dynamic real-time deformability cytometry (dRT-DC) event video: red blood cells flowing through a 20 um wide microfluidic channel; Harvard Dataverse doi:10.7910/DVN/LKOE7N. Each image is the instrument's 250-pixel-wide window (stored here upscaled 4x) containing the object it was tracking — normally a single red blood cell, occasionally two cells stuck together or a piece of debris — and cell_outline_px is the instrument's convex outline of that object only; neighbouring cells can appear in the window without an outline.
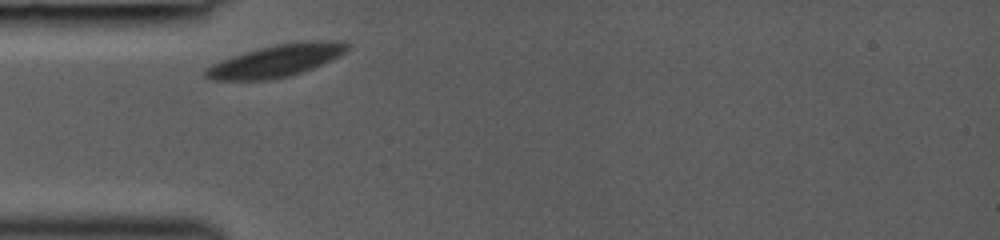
{"species": "common noctule bat (a hibernating species)", "species_latin": "Nyctalus noctula", "temperature_condition": "room temperature", "stored_images_in_passage": 2, "camera_frame_rate_fps": 3000, "um_per_image_px": 0.085, "animal": {"sex": "female", "body_mass_g": 19.0, "forearm_length_mm": 53.3}, "frame": {"image": 1, "passage_image": 1, "time_ms": 0.0, "image_size_px": [1000, 240], "cell_outline_px": [[348, 48], [344, 52], [312, 68], [288, 76], [272, 80], [212, 80], [204, 76], [204, 68], [220, 60], [232, 56], [260, 48], [276, 44], [312, 40], [344, 40], [348, 44]], "centroid_in_image_um": [23.42, 5.16], "position_along_channel_um": 61.6, "area_um2": 26.36}}
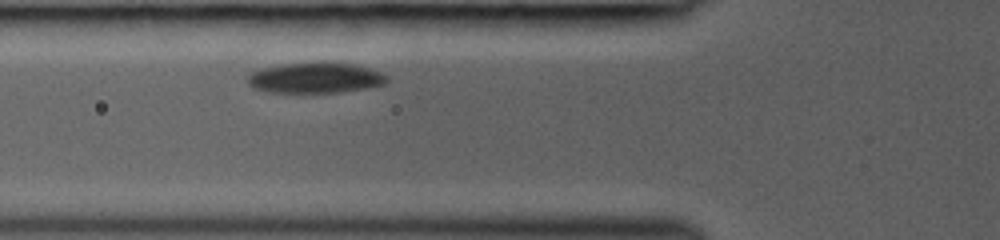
{"frame": {"image": 2, "passage_image": 2, "time_ms": 1.0, "image_size_px": [1000, 240], "cell_outline_px": [[388, 80], [384, 84], [368, 88], [340, 92], [268, 92], [252, 88], [248, 84], [248, 76], [252, 72], [260, 68], [284, 64], [352, 64], [368, 68], [380, 72], [388, 76]], "centroid_in_image_um": [26.78, 6.65], "position_along_channel_um": 99.0, "area_um2": 24.22}}